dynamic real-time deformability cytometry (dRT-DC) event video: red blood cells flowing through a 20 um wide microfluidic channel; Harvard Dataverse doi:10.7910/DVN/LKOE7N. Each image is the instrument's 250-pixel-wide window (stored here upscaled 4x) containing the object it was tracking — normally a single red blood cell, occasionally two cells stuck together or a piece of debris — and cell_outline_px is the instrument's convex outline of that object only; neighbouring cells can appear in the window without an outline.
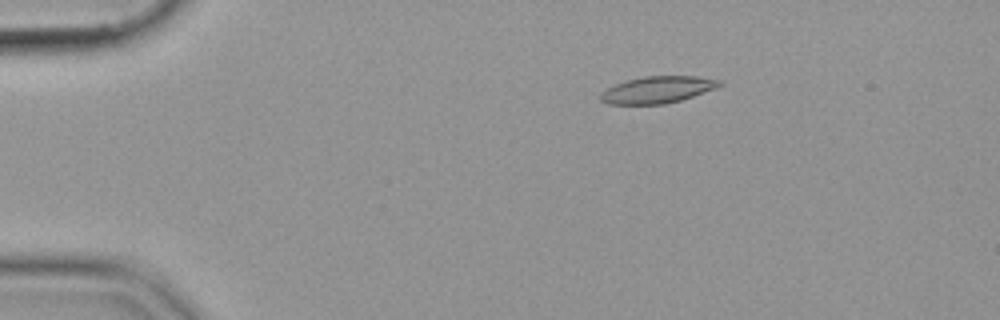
{"species": "common noctule bat (a hibernating species)", "species_latin": "Nyctalus noctula", "temperature_condition": "cold", "stored_images_in_passage": 55, "camera_frame_rate_fps": 3000, "um_per_image_px": 0.085, "animal": {"sex": "female", "body_mass_g": 19.9}, "frame": {"image": 1, "passage_image": 10, "time_ms": 3.0, "image_size_px": [1000, 320], "cell_outline_px": [[724, 84], [716, 88], [680, 100], [664, 104], [608, 104], [600, 100], [600, 92], [616, 84], [628, 80], [644, 76], [696, 76], [724, 80]], "centroid_in_image_um": [55.92, 7.62], "position_along_channel_um": 29.1, "area_um2": 18.55}}
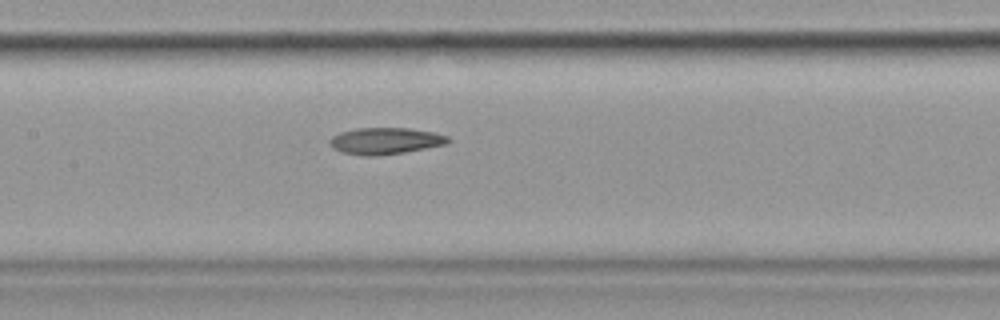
{"frame": {"image": 2, "passage_image": 27, "time_ms": 8.667, "image_size_px": [1000, 320], "cell_outline_px": [[452, 140], [448, 144], [404, 152], [376, 156], [360, 156], [340, 152], [332, 148], [328, 144], [328, 140], [332, 136], [340, 132], [356, 128], [408, 128], [436, 132], [448, 136]], "centroid_in_image_um": [32.74, 11.98], "position_along_channel_um": 174.7, "area_um2": 18.73}}
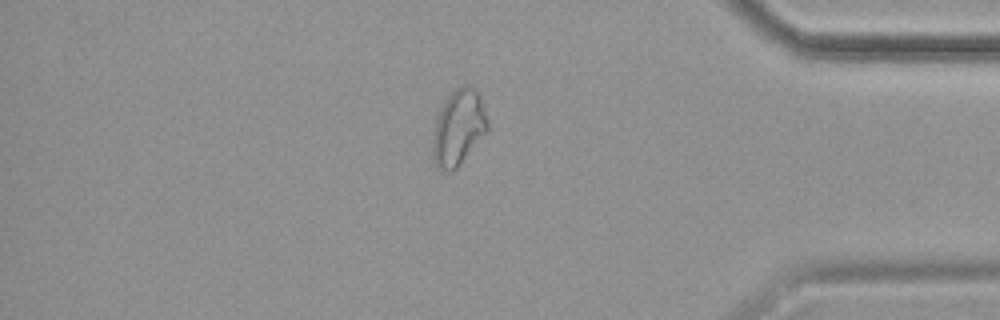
{"frame": {"image": 3, "passage_image": 47, "time_ms": 15.333, "image_size_px": [1000, 320], "cell_outline_px": [[488, 132], [460, 164], [452, 172], [448, 172], [440, 168], [436, 164], [432, 156], [432, 136], [436, 116], [444, 100], [460, 84], [468, 84], [480, 92], [488, 124]], "centroid_in_image_um": [38.97, 10.82], "position_along_channel_um": 396.2, "area_um2": 24.62}}